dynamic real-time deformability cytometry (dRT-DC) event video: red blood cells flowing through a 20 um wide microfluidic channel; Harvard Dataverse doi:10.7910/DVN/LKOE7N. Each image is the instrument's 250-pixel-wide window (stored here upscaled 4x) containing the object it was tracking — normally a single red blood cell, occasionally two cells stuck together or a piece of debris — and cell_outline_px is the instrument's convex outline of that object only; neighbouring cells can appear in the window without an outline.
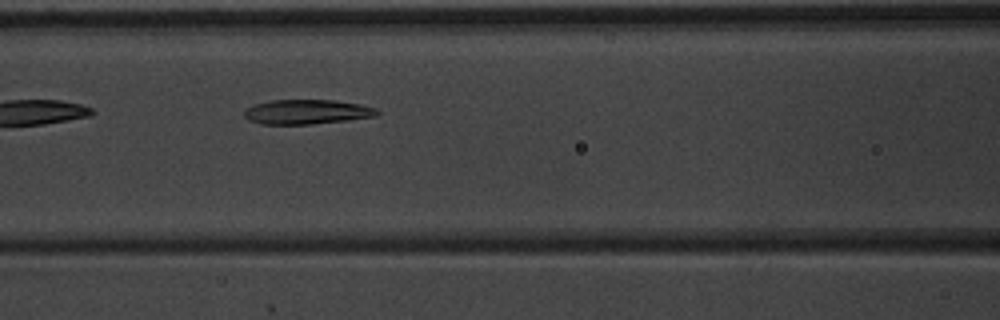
{"species": "common noctule bat (a hibernating species)", "species_latin": "Nyctalus noctula", "temperature_condition": "warm", "stored_images_in_passage": 5, "camera_frame_rate_fps": 3000, "um_per_image_px": 0.085, "animal": {"sex": "male", "body_mass_g": 20.1, "forearm_length_mm": 53.5}, "frame": {"image": 1, "passage_image": 5, "time_ms": 1.333, "image_size_px": [1000, 320], "cell_outline_px": [[380, 112], [376, 116], [348, 120], [308, 124], [260, 124], [248, 120], [244, 116], [244, 108], [268, 100], [332, 100], [360, 104], [376, 108]], "centroid_in_image_um": [26.05, 9.5], "position_along_channel_um": 140.6, "area_um2": 19.07}}